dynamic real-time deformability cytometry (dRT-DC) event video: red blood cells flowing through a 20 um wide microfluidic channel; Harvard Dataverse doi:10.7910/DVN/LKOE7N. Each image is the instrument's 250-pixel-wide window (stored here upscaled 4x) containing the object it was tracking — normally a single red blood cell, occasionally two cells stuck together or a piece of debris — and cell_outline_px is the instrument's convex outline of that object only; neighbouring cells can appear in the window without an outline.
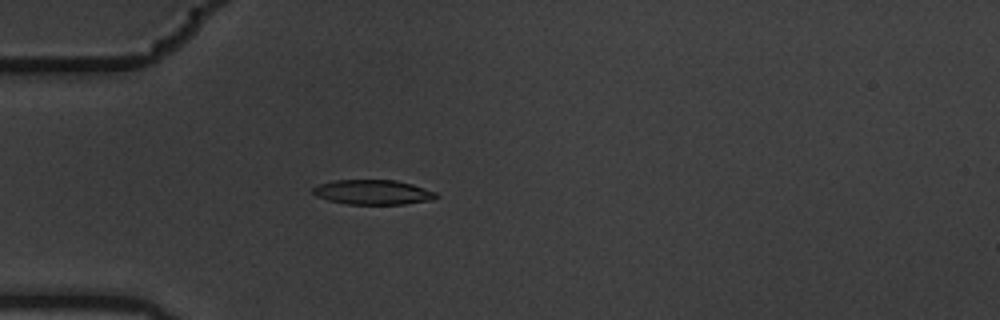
{"species": "common noctule bat (a hibernating species)", "species_latin": "Nyctalus noctula", "temperature_condition": "warm", "stored_images_in_passage": 5, "camera_frame_rate_fps": 3000, "um_per_image_px": 0.085, "animal": {"sex": "male", "body_mass_g": 19.5, "forearm_length_mm": 54.6}, "frame": {"image": 1, "passage_image": 5, "time_ms": 1.333, "image_size_px": [1000, 320], "cell_outline_px": [[440, 196], [432, 200], [404, 204], [348, 204], [328, 200], [316, 196], [312, 192], [312, 188], [320, 184], [336, 180], [396, 180], [412, 184], [436, 192]], "centroid_in_image_um": [31.72, 16.34], "position_along_channel_um": 53.3, "area_um2": 17.74}}